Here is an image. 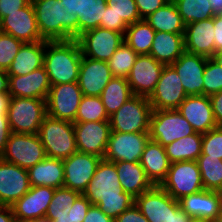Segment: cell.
I'll return each instance as SVG.
<instances>
[{
  "mask_svg": "<svg viewBox=\"0 0 222 222\" xmlns=\"http://www.w3.org/2000/svg\"><path fill=\"white\" fill-rule=\"evenodd\" d=\"M83 195L113 219L135 204V197L120 186L114 162L105 159H101Z\"/></svg>",
  "mask_w": 222,
  "mask_h": 222,
  "instance_id": "6da1fadb",
  "label": "cell"
},
{
  "mask_svg": "<svg viewBox=\"0 0 222 222\" xmlns=\"http://www.w3.org/2000/svg\"><path fill=\"white\" fill-rule=\"evenodd\" d=\"M41 38L67 41L78 37L77 15L68 14L60 0H31Z\"/></svg>",
  "mask_w": 222,
  "mask_h": 222,
  "instance_id": "7a4b0ae2",
  "label": "cell"
},
{
  "mask_svg": "<svg viewBox=\"0 0 222 222\" xmlns=\"http://www.w3.org/2000/svg\"><path fill=\"white\" fill-rule=\"evenodd\" d=\"M82 56L76 39L46 41L43 66L51 86L77 82Z\"/></svg>",
  "mask_w": 222,
  "mask_h": 222,
  "instance_id": "3957f363",
  "label": "cell"
},
{
  "mask_svg": "<svg viewBox=\"0 0 222 222\" xmlns=\"http://www.w3.org/2000/svg\"><path fill=\"white\" fill-rule=\"evenodd\" d=\"M135 205L149 222H190L191 217L180 207L179 201L160 186L135 198Z\"/></svg>",
  "mask_w": 222,
  "mask_h": 222,
  "instance_id": "277c9868",
  "label": "cell"
},
{
  "mask_svg": "<svg viewBox=\"0 0 222 222\" xmlns=\"http://www.w3.org/2000/svg\"><path fill=\"white\" fill-rule=\"evenodd\" d=\"M38 136L44 146L46 157L64 160L78 151L72 122L46 115L40 125Z\"/></svg>",
  "mask_w": 222,
  "mask_h": 222,
  "instance_id": "5b68a950",
  "label": "cell"
},
{
  "mask_svg": "<svg viewBox=\"0 0 222 222\" xmlns=\"http://www.w3.org/2000/svg\"><path fill=\"white\" fill-rule=\"evenodd\" d=\"M46 115L45 99L12 97L7 111L10 131L12 133L38 134Z\"/></svg>",
  "mask_w": 222,
  "mask_h": 222,
  "instance_id": "8992f818",
  "label": "cell"
},
{
  "mask_svg": "<svg viewBox=\"0 0 222 222\" xmlns=\"http://www.w3.org/2000/svg\"><path fill=\"white\" fill-rule=\"evenodd\" d=\"M152 111L148 97L134 95L109 117L111 131L149 132Z\"/></svg>",
  "mask_w": 222,
  "mask_h": 222,
  "instance_id": "52a82bcc",
  "label": "cell"
},
{
  "mask_svg": "<svg viewBox=\"0 0 222 222\" xmlns=\"http://www.w3.org/2000/svg\"><path fill=\"white\" fill-rule=\"evenodd\" d=\"M191 124L178 109L153 110L149 124V137L163 147L195 133Z\"/></svg>",
  "mask_w": 222,
  "mask_h": 222,
  "instance_id": "ba28073f",
  "label": "cell"
},
{
  "mask_svg": "<svg viewBox=\"0 0 222 222\" xmlns=\"http://www.w3.org/2000/svg\"><path fill=\"white\" fill-rule=\"evenodd\" d=\"M159 186L177 201L203 190L197 161L171 163L166 178Z\"/></svg>",
  "mask_w": 222,
  "mask_h": 222,
  "instance_id": "9c48e42d",
  "label": "cell"
},
{
  "mask_svg": "<svg viewBox=\"0 0 222 222\" xmlns=\"http://www.w3.org/2000/svg\"><path fill=\"white\" fill-rule=\"evenodd\" d=\"M46 158L38 134L10 133L1 159L29 169Z\"/></svg>",
  "mask_w": 222,
  "mask_h": 222,
  "instance_id": "30bf717a",
  "label": "cell"
},
{
  "mask_svg": "<svg viewBox=\"0 0 222 222\" xmlns=\"http://www.w3.org/2000/svg\"><path fill=\"white\" fill-rule=\"evenodd\" d=\"M76 40L84 57L108 62L124 42V35L97 27L79 35Z\"/></svg>",
  "mask_w": 222,
  "mask_h": 222,
  "instance_id": "8fae6325",
  "label": "cell"
},
{
  "mask_svg": "<svg viewBox=\"0 0 222 222\" xmlns=\"http://www.w3.org/2000/svg\"><path fill=\"white\" fill-rule=\"evenodd\" d=\"M149 140V132L111 131L103 159L111 162H139Z\"/></svg>",
  "mask_w": 222,
  "mask_h": 222,
  "instance_id": "7c38bea8",
  "label": "cell"
},
{
  "mask_svg": "<svg viewBox=\"0 0 222 222\" xmlns=\"http://www.w3.org/2000/svg\"><path fill=\"white\" fill-rule=\"evenodd\" d=\"M82 96L77 82L51 86L46 99L47 115L74 123Z\"/></svg>",
  "mask_w": 222,
  "mask_h": 222,
  "instance_id": "4fadbf2b",
  "label": "cell"
},
{
  "mask_svg": "<svg viewBox=\"0 0 222 222\" xmlns=\"http://www.w3.org/2000/svg\"><path fill=\"white\" fill-rule=\"evenodd\" d=\"M187 94L171 65H165L154 92L149 97L152 110L177 109Z\"/></svg>",
  "mask_w": 222,
  "mask_h": 222,
  "instance_id": "5bb4252c",
  "label": "cell"
},
{
  "mask_svg": "<svg viewBox=\"0 0 222 222\" xmlns=\"http://www.w3.org/2000/svg\"><path fill=\"white\" fill-rule=\"evenodd\" d=\"M101 159V157L77 151L70 157L62 160L64 168L63 187L83 194L87 185L94 177Z\"/></svg>",
  "mask_w": 222,
  "mask_h": 222,
  "instance_id": "9a60e30c",
  "label": "cell"
},
{
  "mask_svg": "<svg viewBox=\"0 0 222 222\" xmlns=\"http://www.w3.org/2000/svg\"><path fill=\"white\" fill-rule=\"evenodd\" d=\"M77 150L103 159L109 135V121L74 122Z\"/></svg>",
  "mask_w": 222,
  "mask_h": 222,
  "instance_id": "2e32d148",
  "label": "cell"
},
{
  "mask_svg": "<svg viewBox=\"0 0 222 222\" xmlns=\"http://www.w3.org/2000/svg\"><path fill=\"white\" fill-rule=\"evenodd\" d=\"M164 66L151 55H138L127 77L133 94L149 98L156 88Z\"/></svg>",
  "mask_w": 222,
  "mask_h": 222,
  "instance_id": "e0dca14e",
  "label": "cell"
},
{
  "mask_svg": "<svg viewBox=\"0 0 222 222\" xmlns=\"http://www.w3.org/2000/svg\"><path fill=\"white\" fill-rule=\"evenodd\" d=\"M0 31L10 34L23 43L43 41L32 2L0 20Z\"/></svg>",
  "mask_w": 222,
  "mask_h": 222,
  "instance_id": "ac0fdd59",
  "label": "cell"
},
{
  "mask_svg": "<svg viewBox=\"0 0 222 222\" xmlns=\"http://www.w3.org/2000/svg\"><path fill=\"white\" fill-rule=\"evenodd\" d=\"M30 187L27 169L0 158V205L11 206Z\"/></svg>",
  "mask_w": 222,
  "mask_h": 222,
  "instance_id": "d6986e66",
  "label": "cell"
},
{
  "mask_svg": "<svg viewBox=\"0 0 222 222\" xmlns=\"http://www.w3.org/2000/svg\"><path fill=\"white\" fill-rule=\"evenodd\" d=\"M207 57L184 52L171 66L181 79L187 96L203 95V74Z\"/></svg>",
  "mask_w": 222,
  "mask_h": 222,
  "instance_id": "ffe728a7",
  "label": "cell"
},
{
  "mask_svg": "<svg viewBox=\"0 0 222 222\" xmlns=\"http://www.w3.org/2000/svg\"><path fill=\"white\" fill-rule=\"evenodd\" d=\"M112 78L106 61L82 56L77 83L83 95L100 96Z\"/></svg>",
  "mask_w": 222,
  "mask_h": 222,
  "instance_id": "44dd1931",
  "label": "cell"
},
{
  "mask_svg": "<svg viewBox=\"0 0 222 222\" xmlns=\"http://www.w3.org/2000/svg\"><path fill=\"white\" fill-rule=\"evenodd\" d=\"M55 188L31 186L29 191L11 205L13 214L20 220H35L45 217Z\"/></svg>",
  "mask_w": 222,
  "mask_h": 222,
  "instance_id": "7402d4cb",
  "label": "cell"
},
{
  "mask_svg": "<svg viewBox=\"0 0 222 222\" xmlns=\"http://www.w3.org/2000/svg\"><path fill=\"white\" fill-rule=\"evenodd\" d=\"M177 109L196 132L203 134L217 127L209 96H187Z\"/></svg>",
  "mask_w": 222,
  "mask_h": 222,
  "instance_id": "603a6c76",
  "label": "cell"
},
{
  "mask_svg": "<svg viewBox=\"0 0 222 222\" xmlns=\"http://www.w3.org/2000/svg\"><path fill=\"white\" fill-rule=\"evenodd\" d=\"M214 31L213 17L185 25V52L212 58L214 56Z\"/></svg>",
  "mask_w": 222,
  "mask_h": 222,
  "instance_id": "cb8c5ba5",
  "label": "cell"
},
{
  "mask_svg": "<svg viewBox=\"0 0 222 222\" xmlns=\"http://www.w3.org/2000/svg\"><path fill=\"white\" fill-rule=\"evenodd\" d=\"M51 84L44 66L24 76H9L11 97L47 99Z\"/></svg>",
  "mask_w": 222,
  "mask_h": 222,
  "instance_id": "d4e9b609",
  "label": "cell"
},
{
  "mask_svg": "<svg viewBox=\"0 0 222 222\" xmlns=\"http://www.w3.org/2000/svg\"><path fill=\"white\" fill-rule=\"evenodd\" d=\"M180 207L190 216L214 221L221 213L218 191L203 189L179 200Z\"/></svg>",
  "mask_w": 222,
  "mask_h": 222,
  "instance_id": "484cf974",
  "label": "cell"
},
{
  "mask_svg": "<svg viewBox=\"0 0 222 222\" xmlns=\"http://www.w3.org/2000/svg\"><path fill=\"white\" fill-rule=\"evenodd\" d=\"M139 162L145 170L147 178L153 185L158 186L166 178L171 164L165 147L153 140H149L146 144Z\"/></svg>",
  "mask_w": 222,
  "mask_h": 222,
  "instance_id": "4316f807",
  "label": "cell"
},
{
  "mask_svg": "<svg viewBox=\"0 0 222 222\" xmlns=\"http://www.w3.org/2000/svg\"><path fill=\"white\" fill-rule=\"evenodd\" d=\"M46 41L23 43L10 67L8 76H24L43 67Z\"/></svg>",
  "mask_w": 222,
  "mask_h": 222,
  "instance_id": "83f0119b",
  "label": "cell"
},
{
  "mask_svg": "<svg viewBox=\"0 0 222 222\" xmlns=\"http://www.w3.org/2000/svg\"><path fill=\"white\" fill-rule=\"evenodd\" d=\"M119 177L120 186L124 192L133 197L140 196L150 190L154 185L147 178L140 162L119 161L114 162Z\"/></svg>",
  "mask_w": 222,
  "mask_h": 222,
  "instance_id": "f1b7e54d",
  "label": "cell"
},
{
  "mask_svg": "<svg viewBox=\"0 0 222 222\" xmlns=\"http://www.w3.org/2000/svg\"><path fill=\"white\" fill-rule=\"evenodd\" d=\"M30 186L63 187L64 168L61 159L46 157L27 169Z\"/></svg>",
  "mask_w": 222,
  "mask_h": 222,
  "instance_id": "f546056e",
  "label": "cell"
},
{
  "mask_svg": "<svg viewBox=\"0 0 222 222\" xmlns=\"http://www.w3.org/2000/svg\"><path fill=\"white\" fill-rule=\"evenodd\" d=\"M184 52V34L155 31L149 55L158 62L171 65Z\"/></svg>",
  "mask_w": 222,
  "mask_h": 222,
  "instance_id": "4dcf8cb0",
  "label": "cell"
},
{
  "mask_svg": "<svg viewBox=\"0 0 222 222\" xmlns=\"http://www.w3.org/2000/svg\"><path fill=\"white\" fill-rule=\"evenodd\" d=\"M145 20L155 31L173 34H184L185 32V24L172 0L162 8L157 9Z\"/></svg>",
  "mask_w": 222,
  "mask_h": 222,
  "instance_id": "1f68e13d",
  "label": "cell"
},
{
  "mask_svg": "<svg viewBox=\"0 0 222 222\" xmlns=\"http://www.w3.org/2000/svg\"><path fill=\"white\" fill-rule=\"evenodd\" d=\"M202 133L195 132L165 146L170 163L197 161L201 154Z\"/></svg>",
  "mask_w": 222,
  "mask_h": 222,
  "instance_id": "d6a6232c",
  "label": "cell"
},
{
  "mask_svg": "<svg viewBox=\"0 0 222 222\" xmlns=\"http://www.w3.org/2000/svg\"><path fill=\"white\" fill-rule=\"evenodd\" d=\"M132 96H134V94L127 78L113 77L102 91L100 98L106 113L110 117Z\"/></svg>",
  "mask_w": 222,
  "mask_h": 222,
  "instance_id": "836d02e7",
  "label": "cell"
},
{
  "mask_svg": "<svg viewBox=\"0 0 222 222\" xmlns=\"http://www.w3.org/2000/svg\"><path fill=\"white\" fill-rule=\"evenodd\" d=\"M155 30L145 19L128 25L124 42L138 55H149Z\"/></svg>",
  "mask_w": 222,
  "mask_h": 222,
  "instance_id": "e575fe53",
  "label": "cell"
},
{
  "mask_svg": "<svg viewBox=\"0 0 222 222\" xmlns=\"http://www.w3.org/2000/svg\"><path fill=\"white\" fill-rule=\"evenodd\" d=\"M197 163L201 173L204 189L209 191L222 190V160L200 154Z\"/></svg>",
  "mask_w": 222,
  "mask_h": 222,
  "instance_id": "d590c367",
  "label": "cell"
},
{
  "mask_svg": "<svg viewBox=\"0 0 222 222\" xmlns=\"http://www.w3.org/2000/svg\"><path fill=\"white\" fill-rule=\"evenodd\" d=\"M185 25L215 16L210 0H172Z\"/></svg>",
  "mask_w": 222,
  "mask_h": 222,
  "instance_id": "8d00e7d4",
  "label": "cell"
},
{
  "mask_svg": "<svg viewBox=\"0 0 222 222\" xmlns=\"http://www.w3.org/2000/svg\"><path fill=\"white\" fill-rule=\"evenodd\" d=\"M106 7V0H83L82 18L78 20V36L100 27Z\"/></svg>",
  "mask_w": 222,
  "mask_h": 222,
  "instance_id": "74e56055",
  "label": "cell"
},
{
  "mask_svg": "<svg viewBox=\"0 0 222 222\" xmlns=\"http://www.w3.org/2000/svg\"><path fill=\"white\" fill-rule=\"evenodd\" d=\"M80 195L81 193L66 187L55 188L45 217L53 222L57 217L66 216Z\"/></svg>",
  "mask_w": 222,
  "mask_h": 222,
  "instance_id": "f35d334b",
  "label": "cell"
},
{
  "mask_svg": "<svg viewBox=\"0 0 222 222\" xmlns=\"http://www.w3.org/2000/svg\"><path fill=\"white\" fill-rule=\"evenodd\" d=\"M109 121L100 96L83 95L74 122Z\"/></svg>",
  "mask_w": 222,
  "mask_h": 222,
  "instance_id": "ab89813d",
  "label": "cell"
},
{
  "mask_svg": "<svg viewBox=\"0 0 222 222\" xmlns=\"http://www.w3.org/2000/svg\"><path fill=\"white\" fill-rule=\"evenodd\" d=\"M137 56L138 54L123 42L107 62L112 76L127 78Z\"/></svg>",
  "mask_w": 222,
  "mask_h": 222,
  "instance_id": "60d3db41",
  "label": "cell"
},
{
  "mask_svg": "<svg viewBox=\"0 0 222 222\" xmlns=\"http://www.w3.org/2000/svg\"><path fill=\"white\" fill-rule=\"evenodd\" d=\"M203 95L211 96L222 91V67L208 58L203 74Z\"/></svg>",
  "mask_w": 222,
  "mask_h": 222,
  "instance_id": "b9f144b4",
  "label": "cell"
},
{
  "mask_svg": "<svg viewBox=\"0 0 222 222\" xmlns=\"http://www.w3.org/2000/svg\"><path fill=\"white\" fill-rule=\"evenodd\" d=\"M22 44V41L0 31V70H8Z\"/></svg>",
  "mask_w": 222,
  "mask_h": 222,
  "instance_id": "7bdbcfd3",
  "label": "cell"
},
{
  "mask_svg": "<svg viewBox=\"0 0 222 222\" xmlns=\"http://www.w3.org/2000/svg\"><path fill=\"white\" fill-rule=\"evenodd\" d=\"M106 5L127 25L141 20L135 0H106Z\"/></svg>",
  "mask_w": 222,
  "mask_h": 222,
  "instance_id": "ee69618b",
  "label": "cell"
},
{
  "mask_svg": "<svg viewBox=\"0 0 222 222\" xmlns=\"http://www.w3.org/2000/svg\"><path fill=\"white\" fill-rule=\"evenodd\" d=\"M201 154L222 160V126L202 134Z\"/></svg>",
  "mask_w": 222,
  "mask_h": 222,
  "instance_id": "f6af8a7d",
  "label": "cell"
},
{
  "mask_svg": "<svg viewBox=\"0 0 222 222\" xmlns=\"http://www.w3.org/2000/svg\"><path fill=\"white\" fill-rule=\"evenodd\" d=\"M100 27L125 35L128 25L121 18H118L107 6Z\"/></svg>",
  "mask_w": 222,
  "mask_h": 222,
  "instance_id": "bcb514c9",
  "label": "cell"
},
{
  "mask_svg": "<svg viewBox=\"0 0 222 222\" xmlns=\"http://www.w3.org/2000/svg\"><path fill=\"white\" fill-rule=\"evenodd\" d=\"M92 203L81 194L71 205V222H83Z\"/></svg>",
  "mask_w": 222,
  "mask_h": 222,
  "instance_id": "7dc6e473",
  "label": "cell"
},
{
  "mask_svg": "<svg viewBox=\"0 0 222 222\" xmlns=\"http://www.w3.org/2000/svg\"><path fill=\"white\" fill-rule=\"evenodd\" d=\"M170 0H135L141 19H146L157 9L162 8Z\"/></svg>",
  "mask_w": 222,
  "mask_h": 222,
  "instance_id": "c3c4849f",
  "label": "cell"
},
{
  "mask_svg": "<svg viewBox=\"0 0 222 222\" xmlns=\"http://www.w3.org/2000/svg\"><path fill=\"white\" fill-rule=\"evenodd\" d=\"M31 0H0V20L27 6Z\"/></svg>",
  "mask_w": 222,
  "mask_h": 222,
  "instance_id": "681fc988",
  "label": "cell"
},
{
  "mask_svg": "<svg viewBox=\"0 0 222 222\" xmlns=\"http://www.w3.org/2000/svg\"><path fill=\"white\" fill-rule=\"evenodd\" d=\"M114 222H149L141 213L140 209L134 204L125 210L121 215L114 219Z\"/></svg>",
  "mask_w": 222,
  "mask_h": 222,
  "instance_id": "f907efd6",
  "label": "cell"
},
{
  "mask_svg": "<svg viewBox=\"0 0 222 222\" xmlns=\"http://www.w3.org/2000/svg\"><path fill=\"white\" fill-rule=\"evenodd\" d=\"M83 222H114V219L107 216L98 206L91 205Z\"/></svg>",
  "mask_w": 222,
  "mask_h": 222,
  "instance_id": "816d5d0a",
  "label": "cell"
},
{
  "mask_svg": "<svg viewBox=\"0 0 222 222\" xmlns=\"http://www.w3.org/2000/svg\"><path fill=\"white\" fill-rule=\"evenodd\" d=\"M10 133L7 114H0V158L3 155Z\"/></svg>",
  "mask_w": 222,
  "mask_h": 222,
  "instance_id": "f5cc1de1",
  "label": "cell"
},
{
  "mask_svg": "<svg viewBox=\"0 0 222 222\" xmlns=\"http://www.w3.org/2000/svg\"><path fill=\"white\" fill-rule=\"evenodd\" d=\"M217 126H222V91L209 96Z\"/></svg>",
  "mask_w": 222,
  "mask_h": 222,
  "instance_id": "db71d44e",
  "label": "cell"
},
{
  "mask_svg": "<svg viewBox=\"0 0 222 222\" xmlns=\"http://www.w3.org/2000/svg\"><path fill=\"white\" fill-rule=\"evenodd\" d=\"M213 23L215 28L214 37V54L222 51V15H215L213 17Z\"/></svg>",
  "mask_w": 222,
  "mask_h": 222,
  "instance_id": "11a10c76",
  "label": "cell"
},
{
  "mask_svg": "<svg viewBox=\"0 0 222 222\" xmlns=\"http://www.w3.org/2000/svg\"><path fill=\"white\" fill-rule=\"evenodd\" d=\"M68 14L77 15L78 20L82 18L83 0H60Z\"/></svg>",
  "mask_w": 222,
  "mask_h": 222,
  "instance_id": "9f6ffc18",
  "label": "cell"
},
{
  "mask_svg": "<svg viewBox=\"0 0 222 222\" xmlns=\"http://www.w3.org/2000/svg\"><path fill=\"white\" fill-rule=\"evenodd\" d=\"M0 222H17L11 206L0 205Z\"/></svg>",
  "mask_w": 222,
  "mask_h": 222,
  "instance_id": "6f0895ef",
  "label": "cell"
},
{
  "mask_svg": "<svg viewBox=\"0 0 222 222\" xmlns=\"http://www.w3.org/2000/svg\"><path fill=\"white\" fill-rule=\"evenodd\" d=\"M11 98L9 93H0V114H7Z\"/></svg>",
  "mask_w": 222,
  "mask_h": 222,
  "instance_id": "680465c9",
  "label": "cell"
},
{
  "mask_svg": "<svg viewBox=\"0 0 222 222\" xmlns=\"http://www.w3.org/2000/svg\"><path fill=\"white\" fill-rule=\"evenodd\" d=\"M0 93H9V76L3 70H0Z\"/></svg>",
  "mask_w": 222,
  "mask_h": 222,
  "instance_id": "91938a15",
  "label": "cell"
},
{
  "mask_svg": "<svg viewBox=\"0 0 222 222\" xmlns=\"http://www.w3.org/2000/svg\"><path fill=\"white\" fill-rule=\"evenodd\" d=\"M215 15H222V0H210Z\"/></svg>",
  "mask_w": 222,
  "mask_h": 222,
  "instance_id": "94428289",
  "label": "cell"
},
{
  "mask_svg": "<svg viewBox=\"0 0 222 222\" xmlns=\"http://www.w3.org/2000/svg\"><path fill=\"white\" fill-rule=\"evenodd\" d=\"M53 222H71V210L66 216L57 217Z\"/></svg>",
  "mask_w": 222,
  "mask_h": 222,
  "instance_id": "6125c7cd",
  "label": "cell"
},
{
  "mask_svg": "<svg viewBox=\"0 0 222 222\" xmlns=\"http://www.w3.org/2000/svg\"><path fill=\"white\" fill-rule=\"evenodd\" d=\"M212 59L222 67V51L216 52Z\"/></svg>",
  "mask_w": 222,
  "mask_h": 222,
  "instance_id": "be15d7a7",
  "label": "cell"
},
{
  "mask_svg": "<svg viewBox=\"0 0 222 222\" xmlns=\"http://www.w3.org/2000/svg\"><path fill=\"white\" fill-rule=\"evenodd\" d=\"M17 222H52L50 219L46 218V217H42L39 219H35V220H20L17 219Z\"/></svg>",
  "mask_w": 222,
  "mask_h": 222,
  "instance_id": "e7e4bbea",
  "label": "cell"
},
{
  "mask_svg": "<svg viewBox=\"0 0 222 222\" xmlns=\"http://www.w3.org/2000/svg\"><path fill=\"white\" fill-rule=\"evenodd\" d=\"M190 222H213V221L209 219L199 218V217H191Z\"/></svg>",
  "mask_w": 222,
  "mask_h": 222,
  "instance_id": "03108f58",
  "label": "cell"
},
{
  "mask_svg": "<svg viewBox=\"0 0 222 222\" xmlns=\"http://www.w3.org/2000/svg\"><path fill=\"white\" fill-rule=\"evenodd\" d=\"M218 193H219V198H220V208L222 212V190L218 191Z\"/></svg>",
  "mask_w": 222,
  "mask_h": 222,
  "instance_id": "003e7915",
  "label": "cell"
},
{
  "mask_svg": "<svg viewBox=\"0 0 222 222\" xmlns=\"http://www.w3.org/2000/svg\"><path fill=\"white\" fill-rule=\"evenodd\" d=\"M213 222H222V212L218 215V217Z\"/></svg>",
  "mask_w": 222,
  "mask_h": 222,
  "instance_id": "a7ac6f4b",
  "label": "cell"
}]
</instances>
